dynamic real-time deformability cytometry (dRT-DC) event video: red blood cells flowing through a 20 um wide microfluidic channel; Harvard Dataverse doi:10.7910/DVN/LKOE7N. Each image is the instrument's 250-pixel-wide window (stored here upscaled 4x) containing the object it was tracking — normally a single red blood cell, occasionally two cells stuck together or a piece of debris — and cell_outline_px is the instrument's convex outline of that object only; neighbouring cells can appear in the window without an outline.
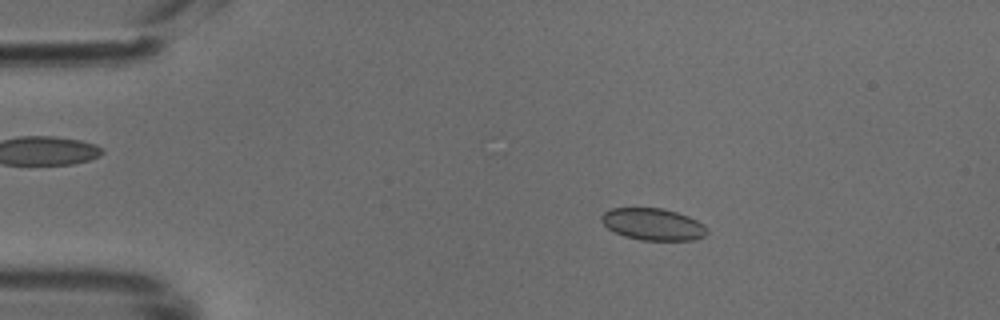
{"species": "common noctule bat (a hibernating species)", "species_latin": "Nyctalus noctula", "temperature_condition": "cold", "stored_images_in_passage": 49, "camera_frame_rate_fps": 3000, "um_per_image_px": 0.085, "animal": {"sex": "male", "body_mass_g": 18.8}, "frame": {"image": 1, "passage_image": 9, "time_ms": 2.667, "image_size_px": [1000, 320], "cell_outline_px": [[708, 232], [704, 236], [692, 240], [640, 240], [624, 236], [608, 228], [600, 220], [600, 216], [604, 212], [612, 208], [664, 208], [688, 216], [704, 224], [708, 228]], "centroid_in_image_um": [55.51, 19.06], "position_along_channel_um": 29.5, "area_um2": 19.65}}
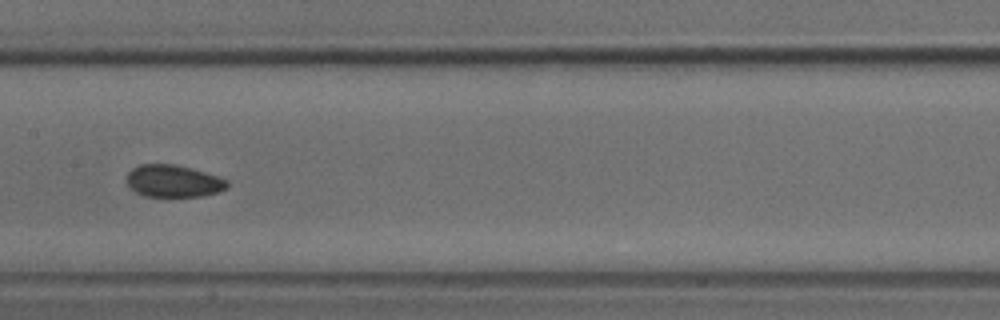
{"frame": {"image": 2, "passage_image": 25, "time_ms": 8.0, "image_size_px": [1000, 320], "cell_outline_px": [[228, 188], [204, 196], [144, 196], [136, 192], [124, 180], [128, 172], [132, 168], [140, 164], [172, 164], [192, 168], [228, 180]], "centroid_in_image_um": [14.71, 15.38], "position_along_channel_um": 192.7, "area_um2": 18.84}}
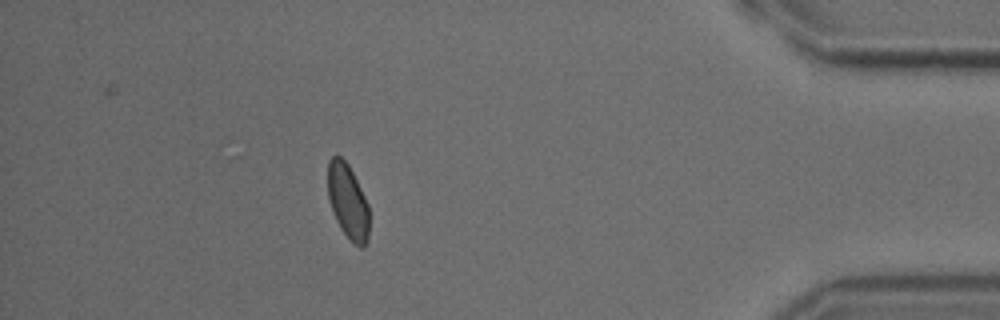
{"frame": {"image": 3, "passage_image": 44, "time_ms": 14.333, "image_size_px": [1000, 320], "cell_outline_px": [[368, 240], [364, 248], [360, 248], [352, 244], [348, 240], [340, 228], [336, 220], [328, 196], [328, 160], [332, 156], [340, 156], [348, 164], [368, 204]], "centroid_in_image_um": [29.57, 17.18], "position_along_channel_um": 405.6, "area_um2": 18.03}}